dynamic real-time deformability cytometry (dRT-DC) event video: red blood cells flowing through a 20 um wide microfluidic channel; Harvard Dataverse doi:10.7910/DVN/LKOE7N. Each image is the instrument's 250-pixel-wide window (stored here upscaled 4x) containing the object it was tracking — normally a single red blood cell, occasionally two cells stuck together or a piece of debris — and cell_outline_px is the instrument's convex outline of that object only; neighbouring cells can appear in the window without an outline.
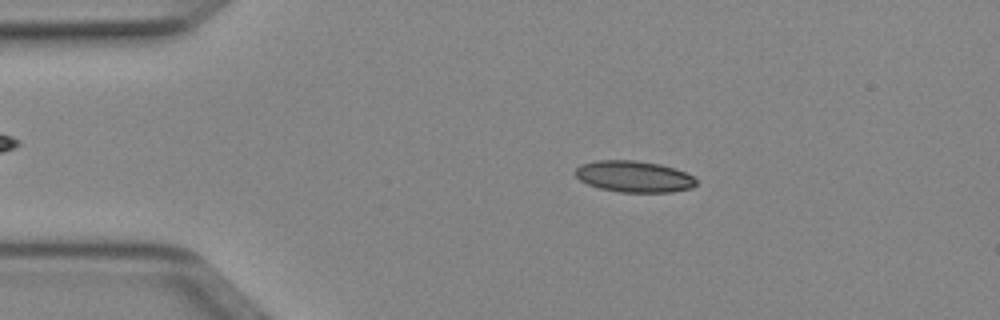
{"species": "Egyptian fruit bat (a non-hibernating species)", "species_latin": "Rousettus aegyptiacus", "temperature_condition": "cold", "stored_images_in_passage": 50, "camera_frame_rate_fps": 3000, "um_per_image_px": 0.085, "animal": {"sex": "female"}, "frame": {"image": 1, "passage_image": 9, "time_ms": 2.667, "image_size_px": [1000, 320], "cell_outline_px": [[696, 184], [692, 188], [672, 192], [620, 192], [600, 188], [588, 184], [580, 180], [576, 176], [576, 168], [580, 164], [596, 160], [636, 160], [660, 164], [684, 172], [692, 176], [696, 180]], "centroid_in_image_um": [53.87, 15.0], "position_along_channel_um": 31.1, "area_um2": 22.02}}
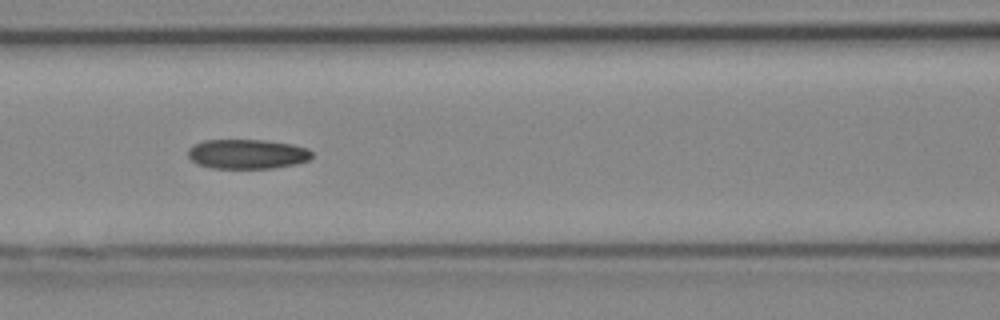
{"frame": {"image": 2, "passage_image": 21, "time_ms": 6.667, "image_size_px": [1000, 320], "cell_outline_px": [[312, 156], [308, 160], [296, 164], [272, 168], [212, 168], [196, 164], [188, 156], [188, 148], [192, 144], [204, 140], [264, 140], [292, 144], [308, 148], [312, 152]], "centroid_in_image_um": [20.99, 13.09], "position_along_channel_um": 145.6, "area_um2": 21.5}}
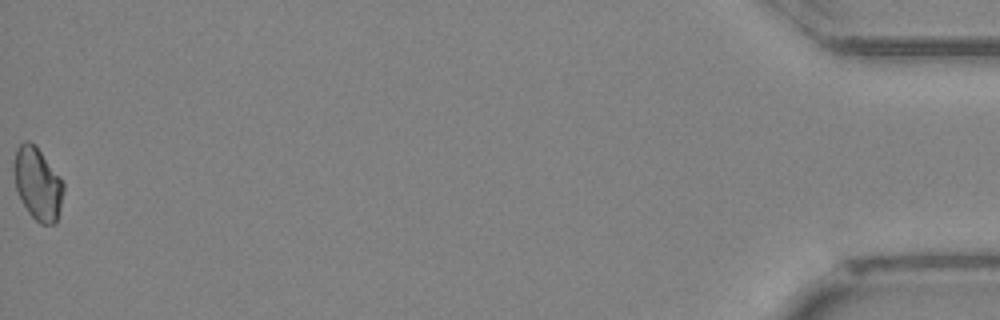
{"frame": {"image": 3, "passage_image": 50, "time_ms": 16.333, "image_size_px": [1000, 320], "cell_outline_px": [[64, 188], [60, 208], [56, 224], [40, 224], [28, 212], [16, 188], [12, 168], [12, 164], [16, 148], [24, 140], [28, 140], [40, 152], [60, 176], [64, 184]], "centroid_in_image_um": [3.19, 15.62], "position_along_channel_um": 432.0, "area_um2": 20.81}}